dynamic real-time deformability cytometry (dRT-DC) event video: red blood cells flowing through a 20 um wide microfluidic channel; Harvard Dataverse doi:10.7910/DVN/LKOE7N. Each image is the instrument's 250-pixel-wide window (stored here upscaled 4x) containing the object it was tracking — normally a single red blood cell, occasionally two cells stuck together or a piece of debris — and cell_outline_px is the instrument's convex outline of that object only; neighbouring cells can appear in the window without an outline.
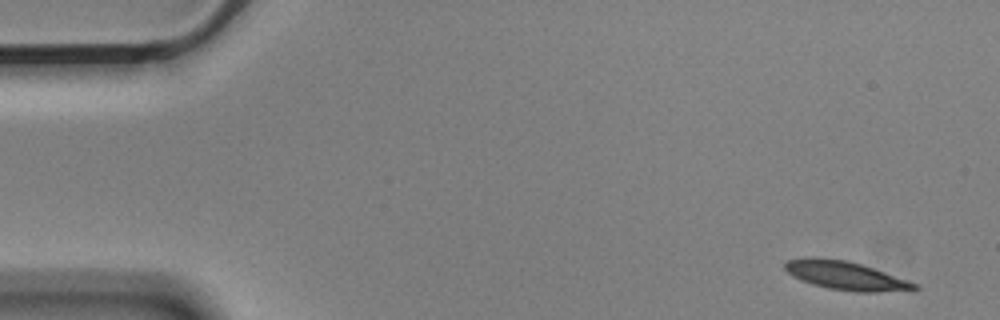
{"species": "Egyptian fruit bat (a non-hibernating species)", "species_latin": "Rousettus aegyptiacus", "temperature_condition": "cold", "stored_images_in_passage": 6, "segment_of_instrument_passage": [2, 2], "camera_frame_rate_fps": 3000, "um_per_image_px": 0.085, "animal": {"sex": "male"}, "frame": {"image": 1, "passage_image": 6, "time_ms": 1.667, "image_size_px": [1000, 320], "cell_outline_px": [[920, 288], [912, 292], [856, 292], [828, 288], [812, 284], [800, 280], [792, 276], [784, 268], [784, 264], [788, 260], [804, 256], [812, 256], [848, 260], [920, 284]], "centroid_in_image_um": [71.93, 23.44], "position_along_channel_um": 13.1, "area_um2": 22.08}}